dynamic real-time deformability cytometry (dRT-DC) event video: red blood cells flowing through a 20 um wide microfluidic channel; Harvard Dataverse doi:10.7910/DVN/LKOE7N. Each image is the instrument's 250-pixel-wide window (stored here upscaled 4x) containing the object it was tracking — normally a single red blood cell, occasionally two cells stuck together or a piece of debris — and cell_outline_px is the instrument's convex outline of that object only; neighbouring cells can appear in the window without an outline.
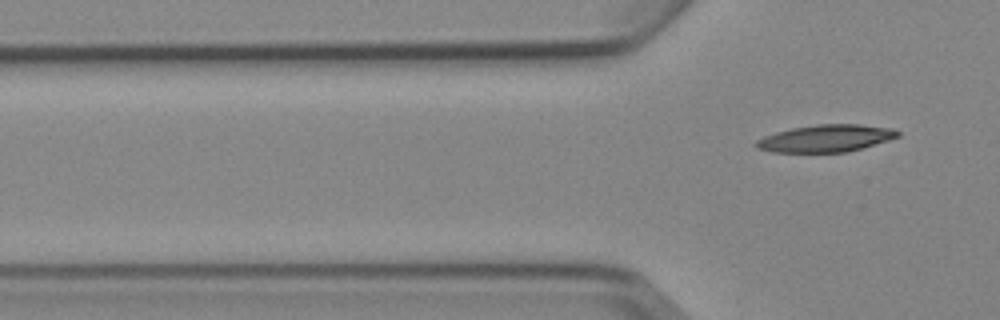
{"species": "Egyptian fruit bat (a non-hibernating species)", "species_latin": "Rousettus aegyptiacus", "temperature_condition": "cold", "stored_images_in_passage": 7, "segment_of_instrument_passage": [2, 2], "camera_frame_rate_fps": 3000, "um_per_image_px": 0.085, "animal": {"sex": "female"}, "frame": {"image": 1, "passage_image": 7, "time_ms": 7.667, "image_size_px": [1000, 320], "cell_outline_px": [[900, 136], [888, 140], [848, 152], [772, 152], [756, 148], [752, 144], [756, 140], [764, 136], [776, 132], [792, 128], [816, 124], [860, 124], [892, 128], [900, 132]], "centroid_in_image_um": [70.17, 11.76], "position_along_channel_um": 55.6, "area_um2": 22.54}}